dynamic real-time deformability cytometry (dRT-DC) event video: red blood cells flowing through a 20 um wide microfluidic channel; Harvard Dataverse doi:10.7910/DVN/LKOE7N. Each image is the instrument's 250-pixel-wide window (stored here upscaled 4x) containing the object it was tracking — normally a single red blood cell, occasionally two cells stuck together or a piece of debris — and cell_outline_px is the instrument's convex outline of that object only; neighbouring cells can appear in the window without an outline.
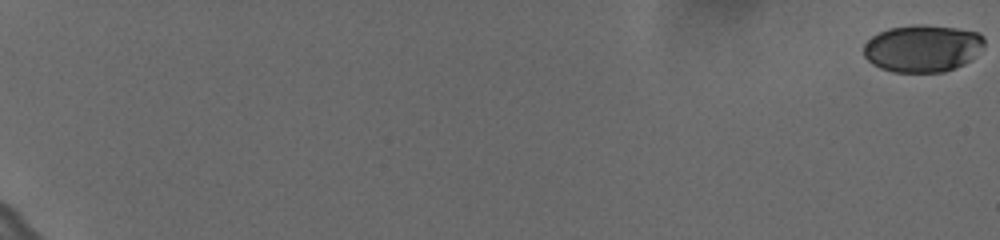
{"species": "human", "species_latin": "Homo sapiens", "temperature_condition": "cold", "stored_images_in_passage": 61, "camera_frame_rate_fps": 3000, "um_per_image_px": 0.085, "donor": {"sex": "female"}, "frame": {"image": 1, "passage_image": 1, "time_ms": 0.0, "image_size_px": [1000, 240], "cell_outline_px": [[984, 48], [964, 64], [944, 72], [892, 72], [880, 68], [872, 64], [864, 56], [864, 44], [872, 36], [888, 28], [916, 24], [920, 24], [956, 28], [980, 32], [984, 36]], "centroid_in_image_um": [78.42, 4.1], "position_along_channel_um": 6.6, "area_um2": 33.41}}
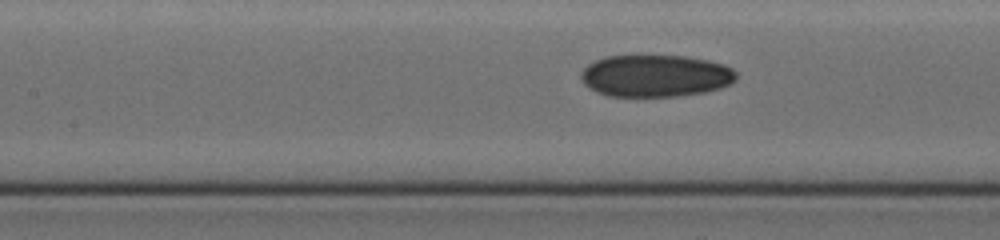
{"frame": {"image": 2, "passage_image": 33, "time_ms": 10.667, "image_size_px": [1000, 240], "cell_outline_px": [[736, 80], [732, 84], [720, 88], [704, 92], [676, 96], [608, 96], [596, 92], [584, 84], [580, 76], [580, 72], [588, 64], [604, 56], [684, 56], [708, 60], [724, 64], [732, 68], [736, 72]], "centroid_in_image_um": [55.72, 6.44], "position_along_channel_um": 151.7, "area_um2": 38.21}}
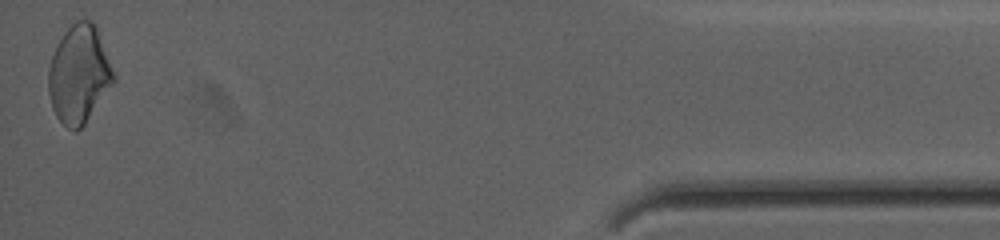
{"frame": {"image": 3, "passage_image": 61, "time_ms": 20.0, "image_size_px": [1000, 240], "cell_outline_px": [[116, 76], [112, 84], [84, 124], [76, 132], [68, 128], [56, 116], [52, 108], [48, 92], [48, 68], [52, 56], [64, 32], [76, 20], [92, 20], [96, 24]], "centroid_in_image_um": [6.71, 6.3], "position_along_channel_um": 428.5, "area_um2": 36.93}, "authors_computed_cell_mechanics": {"area_um2": 36.0094, "velocity_mm_per_s": 3.643, "shape_relaxation_time_tau1_ms": 8.9589, "shape_relaxation_time_tau2_ms": 5.9403, "deformation_change_tau1": 0.1418, "deformation_change_tau2": 0.1074}}